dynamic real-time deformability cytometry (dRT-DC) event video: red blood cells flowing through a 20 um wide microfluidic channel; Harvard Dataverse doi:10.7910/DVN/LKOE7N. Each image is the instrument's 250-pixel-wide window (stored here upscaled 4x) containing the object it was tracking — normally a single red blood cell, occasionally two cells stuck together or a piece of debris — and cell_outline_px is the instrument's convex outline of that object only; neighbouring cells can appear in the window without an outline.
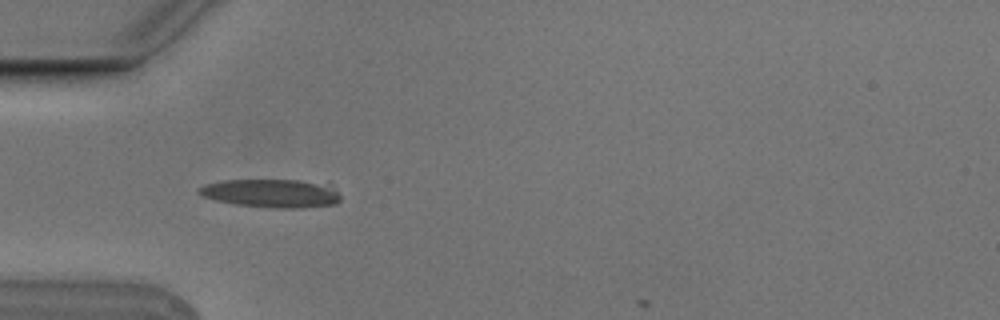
{"species": "Egyptian fruit bat (a non-hibernating species)", "species_latin": "Rousettus aegyptiacus", "temperature_condition": "cold", "stored_images_in_passage": 5, "camera_frame_rate_fps": 3000, "um_per_image_px": 0.085, "animal": {"sex": "male"}, "frame": {"image": 1, "passage_image": 4, "time_ms": 1.0, "image_size_px": [1000, 320], "cell_outline_px": [[340, 200], [336, 204], [304, 208], [272, 208], [236, 204], [216, 200], [200, 196], [196, 192], [196, 188], [204, 184], [220, 180], [300, 180], [336, 192], [340, 196]], "centroid_in_image_um": [22.89, 16.45], "position_along_channel_um": 62.1, "area_um2": 23.0}}